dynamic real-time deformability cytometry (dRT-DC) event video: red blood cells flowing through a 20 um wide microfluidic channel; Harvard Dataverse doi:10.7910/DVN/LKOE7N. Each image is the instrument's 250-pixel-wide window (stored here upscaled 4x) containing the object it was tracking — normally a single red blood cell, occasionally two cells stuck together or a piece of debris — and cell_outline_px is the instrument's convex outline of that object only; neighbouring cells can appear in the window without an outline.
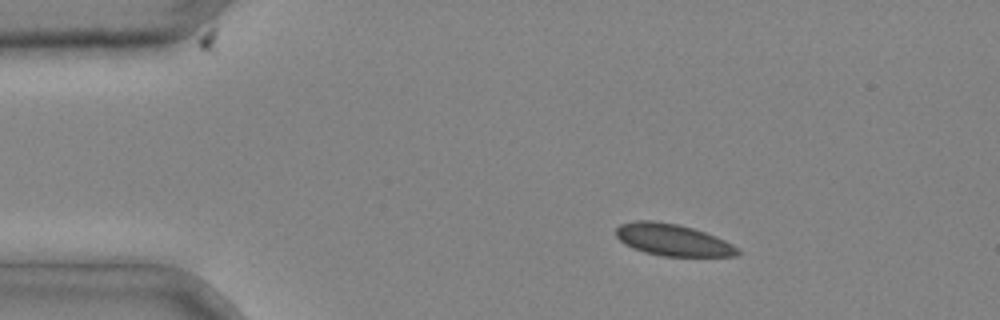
{"species": "common noctule bat (a hibernating species)", "species_latin": "Nyctalus noctula", "temperature_condition": "cold", "stored_images_in_passage": 2, "camera_frame_rate_fps": 3000, "um_per_image_px": 0.085, "animal": {"sex": "male", "body_mass_g": 20.4}, "frame": {"image": 1, "passage_image": 1, "time_ms": 0.0, "image_size_px": [1000, 320], "cell_outline_px": [[740, 252], [736, 256], [664, 256], [644, 252], [632, 248], [624, 244], [616, 236], [616, 228], [620, 224], [636, 220], [652, 220], [676, 224], [692, 228], [704, 232], [724, 240], [740, 248]], "centroid_in_image_um": [57.16, 20.39], "position_along_channel_um": 27.8, "area_um2": 22.48}}